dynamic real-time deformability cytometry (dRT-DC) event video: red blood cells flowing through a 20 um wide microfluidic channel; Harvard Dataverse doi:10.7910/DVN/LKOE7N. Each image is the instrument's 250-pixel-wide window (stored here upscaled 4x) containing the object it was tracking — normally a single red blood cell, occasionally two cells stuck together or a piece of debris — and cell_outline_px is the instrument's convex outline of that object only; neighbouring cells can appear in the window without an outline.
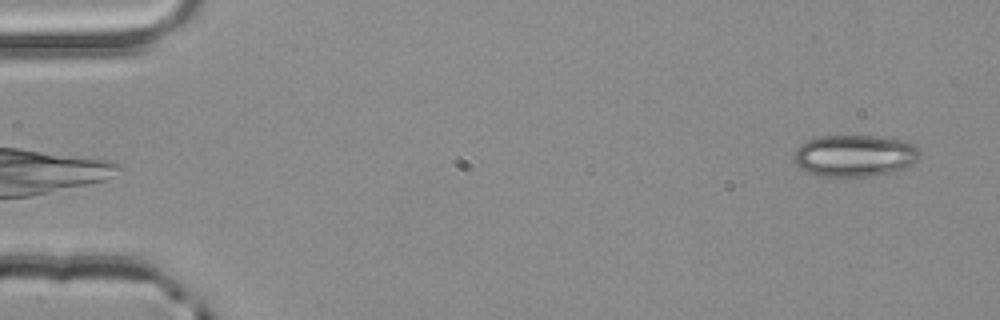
{"species": "common noctule bat (a hibernating species)", "species_latin": "Nyctalus noctula", "temperature_condition": "room temperature", "stored_images_in_passage": 4, "camera_frame_rate_fps": 3000, "um_per_image_px": 0.085, "animal": {"sex": "male", "body_mass_g": 20.4}, "frame": {"image": 1, "passage_image": 4, "time_ms": 1.0, "image_size_px": [1000, 320], "cell_outline_px": [[920, 156], [912, 164], [904, 168], [888, 172], [868, 176], [816, 176], [800, 168], [792, 160], [792, 156], [796, 148], [800, 144], [808, 140], [820, 136], [876, 136], [900, 140], [916, 144], [920, 148]], "centroid_in_image_um": [72.62, 13.22], "position_along_channel_um": 12.4, "area_um2": 30.75}}